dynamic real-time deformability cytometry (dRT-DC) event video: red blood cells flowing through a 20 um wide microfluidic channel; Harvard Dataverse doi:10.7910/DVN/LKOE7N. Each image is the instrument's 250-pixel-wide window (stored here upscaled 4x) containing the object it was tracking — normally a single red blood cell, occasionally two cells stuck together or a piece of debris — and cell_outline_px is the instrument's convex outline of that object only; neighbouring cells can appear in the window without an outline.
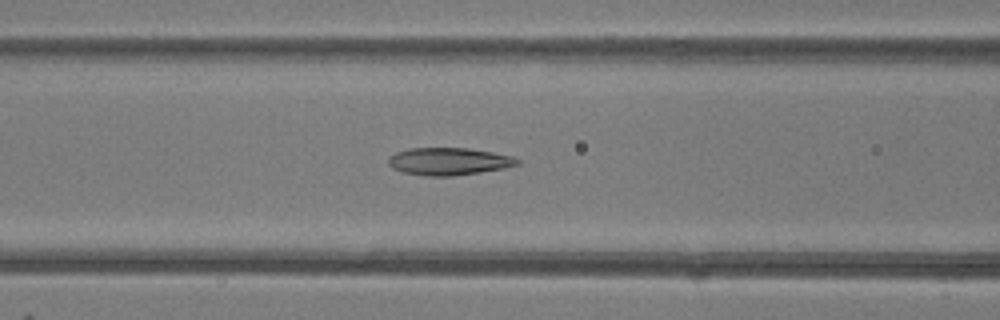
{"species": "common noctule bat (a hibernating species)", "species_latin": "Nyctalus noctula", "temperature_condition": "room temperature", "stored_images_in_passage": 49, "camera_frame_rate_fps": 3000, "um_per_image_px": 0.085, "animal": {"sex": "female"}, "frame": {"image": 1, "passage_image": 20, "time_ms": 6.333, "image_size_px": [1000, 320], "cell_outline_px": [[520, 164], [504, 168], [480, 172], [452, 176], [424, 176], [404, 172], [392, 168], [388, 164], [388, 156], [396, 152], [408, 148], [468, 148], [492, 152], [512, 156], [520, 160]], "centroid_in_image_um": [38.13, 13.71], "position_along_channel_um": 128.5, "area_um2": 20.69}}
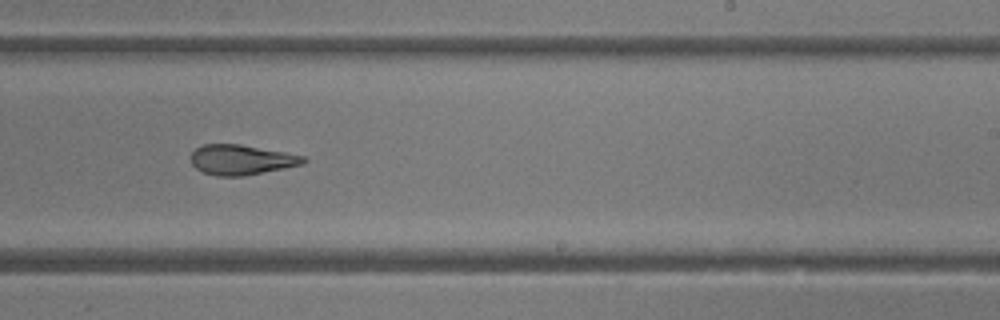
{"frame": {"image": 2, "passage_image": 30, "time_ms": 9.667, "image_size_px": [1000, 320], "cell_outline_px": [[308, 160], [304, 164], [244, 176], [216, 176], [200, 172], [192, 164], [192, 152], [196, 148], [204, 144], [240, 144], [284, 152], [304, 156]], "centroid_in_image_um": [20.51, 13.59], "position_along_channel_um": 268.5, "area_um2": 19.71}}
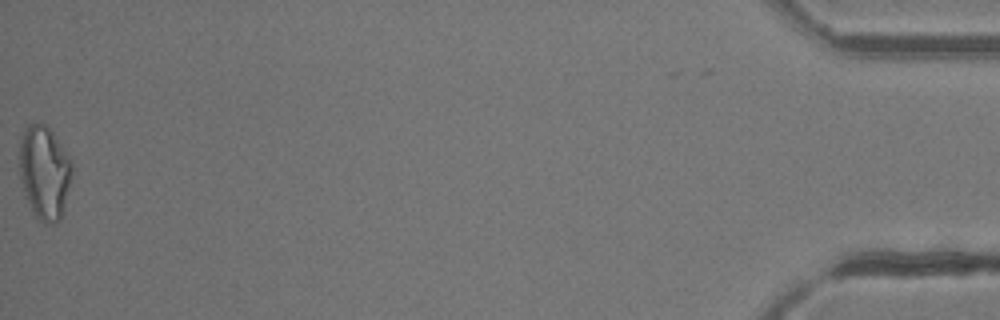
{"frame": {"image": 3, "passage_image": 49, "time_ms": 16.0, "image_size_px": [1000, 320], "cell_outline_px": [[72, 172], [64, 208], [60, 220], [56, 224], [44, 224], [32, 212], [24, 196], [20, 180], [20, 140], [24, 128], [28, 124], [44, 124], [52, 132], [72, 160]], "centroid_in_image_um": [3.77, 14.69], "position_along_channel_um": 431.4, "area_um2": 28.78}, "authors_computed_cell_mechanics": {"area_um2": 22.253, "velocity_mm_per_s": 4.2065, "shape_relaxation_time_tau1_ms": 5.3034, "shape_relaxation_time_tau2_ms": 3.5633, "deformation_change_tau1": 0.1471, "deformation_change_tau2": 0.1118}}